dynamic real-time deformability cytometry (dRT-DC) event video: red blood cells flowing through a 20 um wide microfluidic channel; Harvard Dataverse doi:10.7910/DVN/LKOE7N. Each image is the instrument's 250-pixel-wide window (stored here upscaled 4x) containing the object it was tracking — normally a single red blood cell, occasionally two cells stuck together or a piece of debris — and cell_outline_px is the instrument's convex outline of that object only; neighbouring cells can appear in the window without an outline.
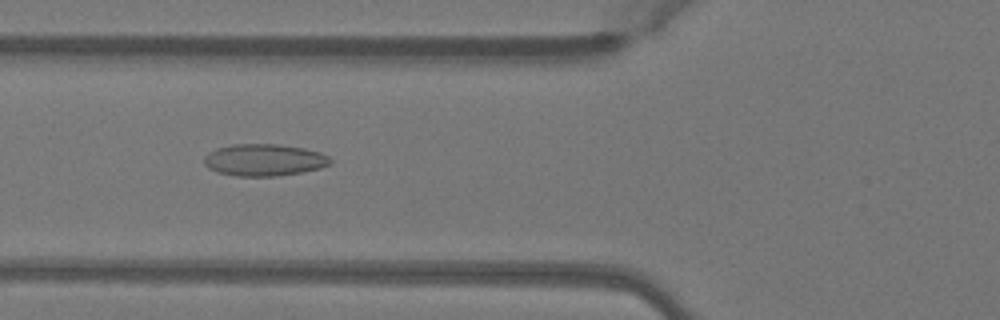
{"species": "Egyptian fruit bat (a non-hibernating species)", "species_latin": "Rousettus aegyptiacus", "temperature_condition": "warm", "stored_images_in_passage": 37, "camera_frame_rate_fps": 3000, "um_per_image_px": 0.085, "animal": {"sex": "female"}, "frame": {"image": 1, "passage_image": 6, "time_ms": 1.667, "image_size_px": [1000, 320], "cell_outline_px": [[332, 164], [320, 168], [300, 172], [276, 176], [236, 176], [216, 172], [208, 168], [204, 164], [204, 156], [208, 152], [216, 148], [232, 144], [276, 144], [304, 148], [320, 152], [328, 156], [332, 160]], "centroid_in_image_um": [22.43, 13.59], "position_along_channel_um": 103.4, "area_um2": 23.64}}
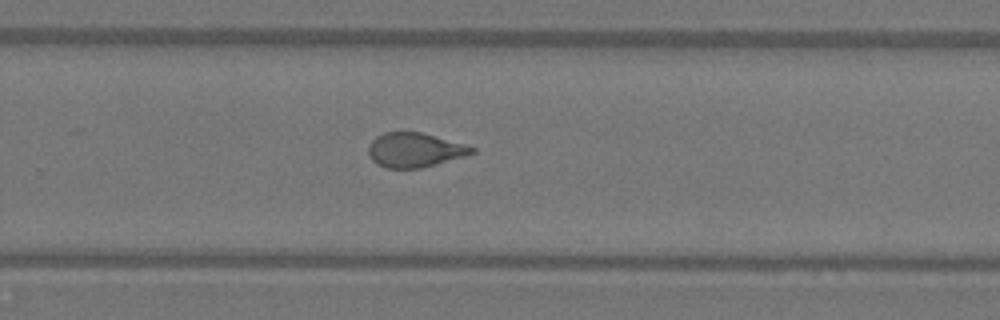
{"frame": {"image": 2, "passage_image": 20, "time_ms": 6.333, "image_size_px": [1000, 320], "cell_outline_px": [[476, 152], [464, 156], [420, 168], [384, 168], [376, 164], [372, 160], [368, 152], [368, 148], [372, 140], [376, 136], [384, 132], [420, 132], [464, 144], [476, 148]], "centroid_in_image_um": [35.22, 12.75], "position_along_channel_um": 294.6, "area_um2": 20.58}}
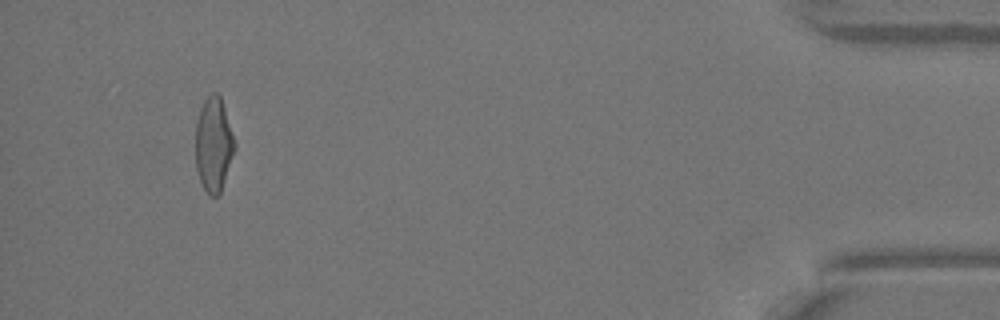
{"frame": {"image": 3, "passage_image": 34, "time_ms": 11.0, "image_size_px": [1000, 320], "cell_outline_px": [[236, 144], [220, 192], [216, 196], [208, 196], [200, 180], [196, 168], [196, 124], [200, 108], [204, 100], [212, 92], [216, 92], [220, 96]], "centroid_in_image_um": [18.14, 12.27], "position_along_channel_um": 417.1, "area_um2": 21.1}, "authors_computed_cell_mechanics": {"area_um2": 21.6172, "velocity_mm_per_s": 4.0908, "shape_relaxation_time_tau1_ms": null, "shape_relaxation_time_tau2_ms": 1.0856, "deformation_change_tau1": null, "deformation_change_tau2": 0.0828}}